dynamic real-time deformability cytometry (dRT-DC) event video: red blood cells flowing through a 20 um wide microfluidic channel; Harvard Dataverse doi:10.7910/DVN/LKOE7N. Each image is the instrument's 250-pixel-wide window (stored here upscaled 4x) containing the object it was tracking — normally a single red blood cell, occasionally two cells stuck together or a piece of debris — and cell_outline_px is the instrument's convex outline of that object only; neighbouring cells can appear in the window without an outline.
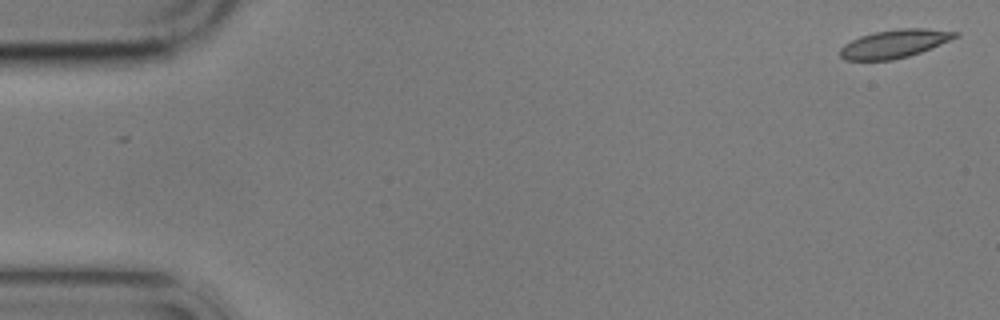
{"species": "common noctule bat (a hibernating species)", "species_latin": "Nyctalus noctula", "temperature_condition": "cold", "stored_images_in_passage": 6, "camera_frame_rate_fps": 3000, "um_per_image_px": 0.085, "animal": {"sex": "male", "body_mass_g": 17.9}, "frame": {"image": 1, "passage_image": 1, "time_ms": 0.0, "image_size_px": [1000, 320], "cell_outline_px": [[960, 36], [920, 52], [908, 56], [892, 60], [844, 60], [840, 56], [840, 48], [844, 44], [860, 36], [872, 32], [896, 28], [924, 28], [960, 32]], "centroid_in_image_um": [76.02, 3.7], "position_along_channel_um": 9.0, "area_um2": 19.02}}
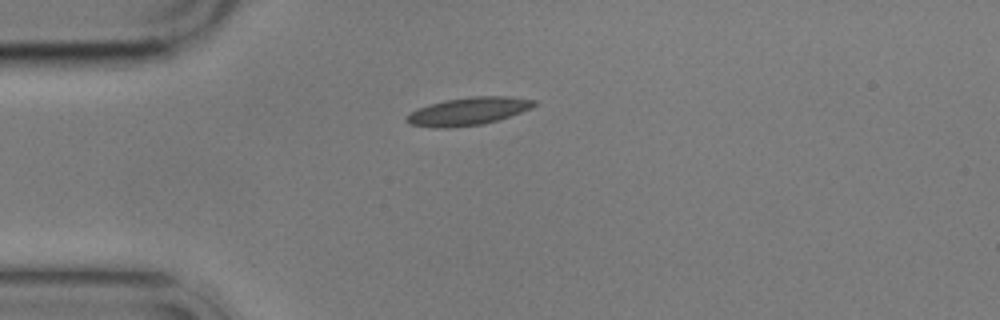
{"frame": {"image": 2, "passage_image": 5, "time_ms": 4.333, "image_size_px": [1000, 320], "cell_outline_px": [[536, 104], [532, 108], [484, 124], [448, 128], [436, 128], [408, 124], [404, 120], [404, 116], [428, 104], [444, 100], [472, 96], [508, 96], [536, 100]], "centroid_in_image_um": [39.76, 9.46], "position_along_channel_um": 45.2, "area_um2": 20.69}}